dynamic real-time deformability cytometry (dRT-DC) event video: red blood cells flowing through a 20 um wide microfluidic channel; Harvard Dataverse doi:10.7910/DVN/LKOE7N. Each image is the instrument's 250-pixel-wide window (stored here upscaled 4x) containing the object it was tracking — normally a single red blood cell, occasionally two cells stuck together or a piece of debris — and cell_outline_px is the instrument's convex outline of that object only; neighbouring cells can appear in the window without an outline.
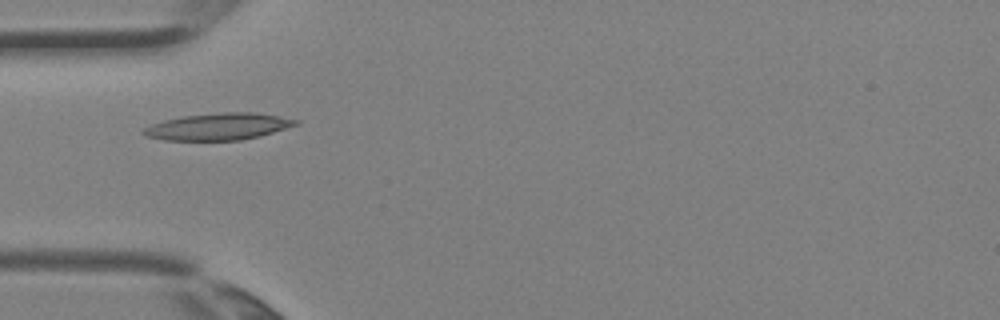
{"species": "Egyptian fruit bat (a non-hibernating species)", "species_latin": "Rousettus aegyptiacus", "temperature_condition": "room temperature", "stored_images_in_passage": 1, "camera_frame_rate_fps": 3000, "um_per_image_px": 0.085, "animal": {"sex": "female"}, "frame": {"image": 1, "passage_image": 1, "time_ms": 0.0, "image_size_px": [1000, 320], "cell_outline_px": [[300, 124], [260, 136], [240, 140], [164, 140], [144, 136], [140, 132], [144, 128], [152, 124], [164, 120], [184, 116], [224, 112], [256, 112], [280, 116], [300, 120]], "centroid_in_image_um": [18.58, 10.76], "position_along_channel_um": 66.4, "area_um2": 23.87}}